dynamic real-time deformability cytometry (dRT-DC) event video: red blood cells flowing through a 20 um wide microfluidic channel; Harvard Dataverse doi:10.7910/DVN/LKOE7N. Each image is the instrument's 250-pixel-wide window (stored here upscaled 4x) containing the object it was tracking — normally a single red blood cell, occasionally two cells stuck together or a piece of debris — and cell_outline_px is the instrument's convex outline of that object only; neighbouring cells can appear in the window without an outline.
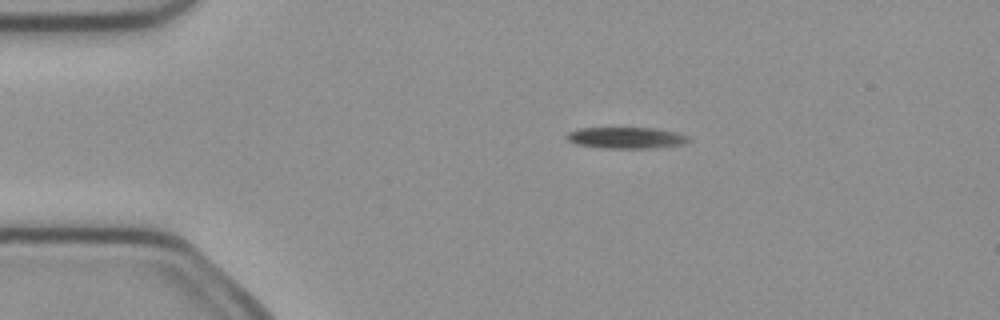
{"species": "common noctule bat (a hibernating species)", "species_latin": "Nyctalus noctula", "temperature_condition": "cold", "stored_images_in_passage": 7, "camera_frame_rate_fps": 3000, "um_per_image_px": 0.085, "animal": {"sex": "female", "body_mass_g": 21.9}, "frame": {"image": 1, "passage_image": 3, "time_ms": 0.667, "image_size_px": [1000, 320], "cell_outline_px": [[692, 140], [684, 144], [652, 148], [604, 148], [576, 144], [568, 140], [564, 136], [568, 132], [580, 128], [656, 128], [676, 132], [688, 136]], "centroid_in_image_um": [53.24, 11.71], "position_along_channel_um": 31.8, "area_um2": 15.2}}
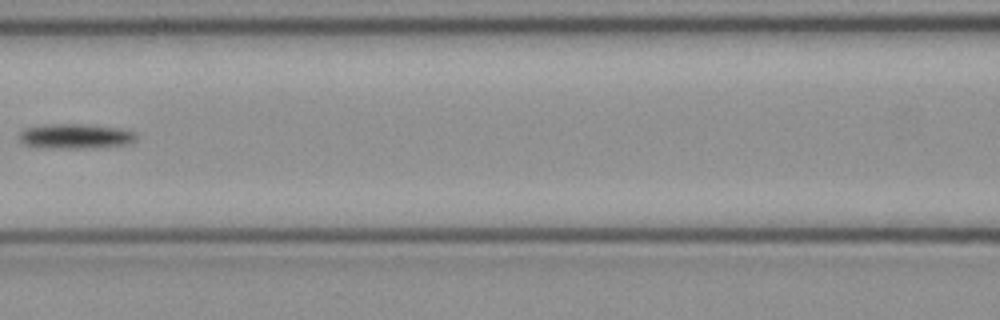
{"frame": {"image": 2, "passage_image": 6, "time_ms": 1.667, "image_size_px": [1000, 320], "cell_outline_px": [[136, 140], [132, 144], [96, 148], [36, 148], [24, 144], [16, 140], [20, 132], [24, 128], [48, 124], [84, 124], [124, 128], [136, 132]], "centroid_in_image_um": [6.42, 11.59], "position_along_channel_um": 160.2, "area_um2": 17.63}}
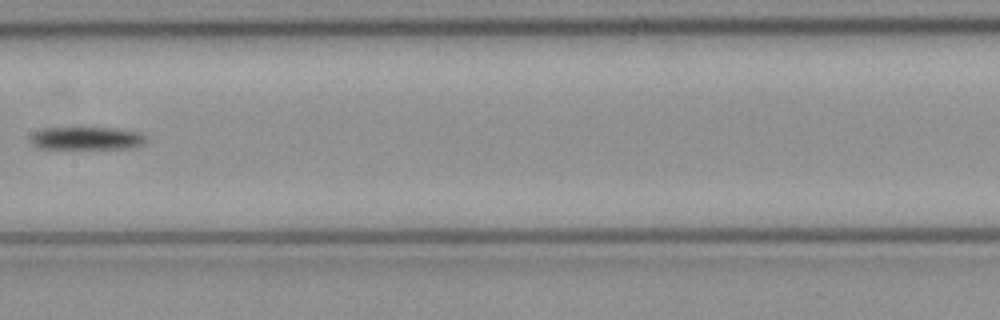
{"frame": {"image": 3, "passage_image": 7, "time_ms": 2.0, "image_size_px": [1000, 320], "cell_outline_px": [[148, 140], [144, 144], [136, 148], [36, 148], [28, 140], [28, 136], [32, 132], [40, 128], [112, 128], [140, 132], [148, 136]], "centroid_in_image_um": [7.35, 11.75], "position_along_channel_um": 200.0, "area_um2": 15.78}}